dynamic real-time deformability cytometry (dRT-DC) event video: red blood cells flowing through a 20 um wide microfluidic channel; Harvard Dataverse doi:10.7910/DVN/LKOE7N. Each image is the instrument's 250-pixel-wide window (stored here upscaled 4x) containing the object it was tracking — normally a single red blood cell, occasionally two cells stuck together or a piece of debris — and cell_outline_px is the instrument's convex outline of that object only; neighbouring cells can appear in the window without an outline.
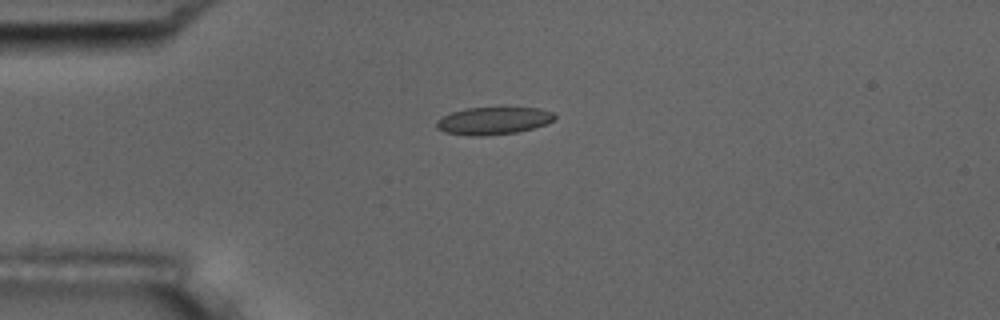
{"species": "common noctule bat (a hibernating species)", "species_latin": "Nyctalus noctula", "temperature_condition": "room temperature", "stored_images_in_passage": 12, "camera_frame_rate_fps": 3000, "um_per_image_px": 0.085, "animal": {"sex": "male", "body_mass_g": 17.5, "forearm_length_mm": 52.3}, "frame": {"image": 1, "passage_image": 1, "time_ms": 0.0, "image_size_px": [1000, 320], "cell_outline_px": [[556, 116], [552, 120], [544, 124], [532, 128], [516, 132], [484, 136], [472, 136], [444, 132], [436, 128], [436, 120], [452, 112], [464, 108], [540, 108], [552, 112]], "centroid_in_image_um": [41.89, 10.27], "position_along_channel_um": 43.1, "area_um2": 18.73}}
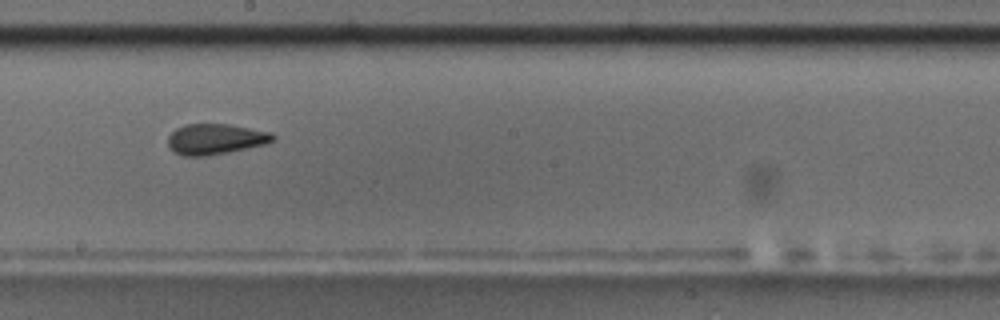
{"frame": {"image": 2, "passage_image": 6, "time_ms": 5.667, "image_size_px": [1000, 320], "cell_outline_px": [[276, 136], [268, 144], [208, 156], [184, 156], [176, 152], [168, 144], [168, 136], [176, 128], [184, 124], [228, 124], [272, 132]], "centroid_in_image_um": [18.34, 11.82], "position_along_channel_um": 229.9, "area_um2": 18.73}, "authors_computed_cell_mechanics": {"area_um2": 18.7272, "velocity_mm_per_s": 3.6889, "shape_relaxation_time_tau1_ms": null, "shape_relaxation_time_tau2_ms": 1.6805, "deformation_change_tau1": null, "deformation_change_tau2": 0.0473}}